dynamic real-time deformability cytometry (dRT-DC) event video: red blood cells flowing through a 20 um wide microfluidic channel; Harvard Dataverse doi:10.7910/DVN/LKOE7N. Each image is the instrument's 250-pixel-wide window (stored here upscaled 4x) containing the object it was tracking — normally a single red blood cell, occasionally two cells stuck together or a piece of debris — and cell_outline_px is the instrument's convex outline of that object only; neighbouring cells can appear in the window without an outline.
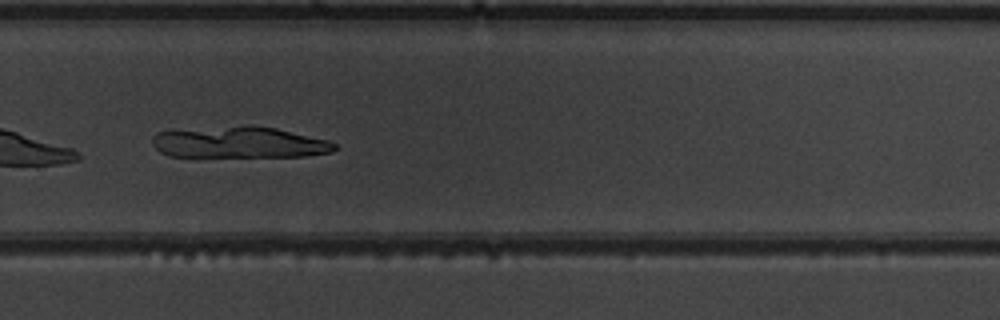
{"species": "common noctule bat (a hibernating species)", "species_latin": "Nyctalus noctula", "temperature_condition": "warm", "stored_images_in_passage": 51, "camera_frame_rate_fps": 3000, "um_per_image_px": 0.085, "animal": {"sex": "male", "body_mass_g": 19.5, "forearm_length_mm": 54.6}, "frame": {"image": 1, "passage_image": 37, "time_ms": 12.0, "image_size_px": [1000, 320], "cell_outline_px": [[336, 148], [332, 152], [304, 156], [168, 156], [160, 152], [152, 144], [152, 136], [156, 132], [248, 124], [252, 124], [276, 128], [328, 140], [336, 144]], "centroid_in_image_um": [20.34, 12.09], "position_along_channel_um": 309.5, "area_um2": 33.29}}